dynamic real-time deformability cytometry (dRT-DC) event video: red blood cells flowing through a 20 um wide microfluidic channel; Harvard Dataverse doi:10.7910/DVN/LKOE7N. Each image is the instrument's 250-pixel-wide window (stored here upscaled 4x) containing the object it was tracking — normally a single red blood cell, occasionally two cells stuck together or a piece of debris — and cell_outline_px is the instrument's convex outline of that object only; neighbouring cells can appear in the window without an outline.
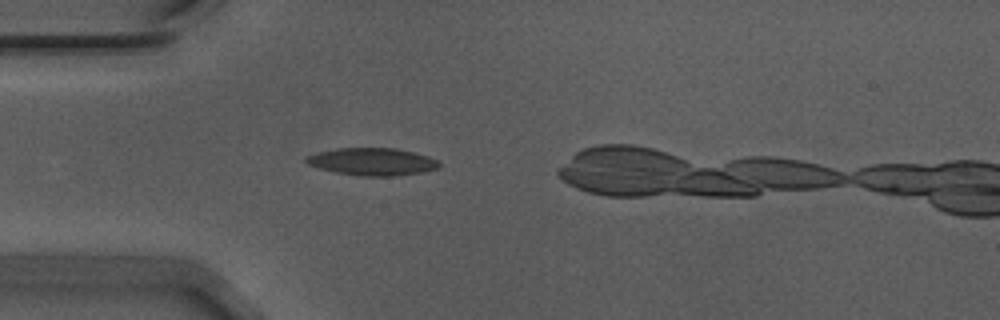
{"species": "Egyptian fruit bat (a non-hibernating species)", "species_latin": "Rousettus aegyptiacus", "temperature_condition": "warm", "stored_images_in_passage": 39, "camera_frame_rate_fps": 3000, "um_per_image_px": 0.085, "animal": {"sex": "male"}, "frame": {"image": 1, "passage_image": 6, "time_ms": 1.667, "image_size_px": [1000, 320], "cell_outline_px": [[440, 168], [420, 172], [392, 176], [360, 176], [336, 172], [320, 168], [308, 164], [304, 160], [304, 156], [336, 148], [396, 148], [428, 156], [436, 160], [440, 164]], "centroid_in_image_um": [31.62, 13.74], "position_along_channel_um": 53.4, "area_um2": 21.1}}
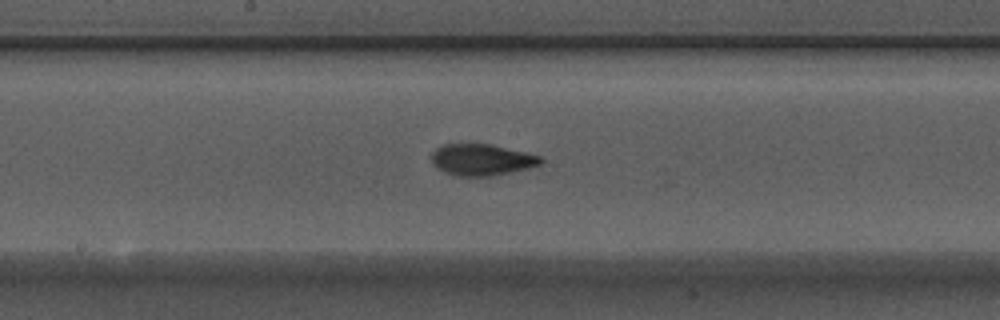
{"frame": {"image": 2, "passage_image": 19, "time_ms": 6.0, "image_size_px": [1000, 320], "cell_outline_px": [[544, 160], [540, 164], [528, 168], [492, 176], [456, 176], [444, 172], [436, 168], [432, 164], [432, 152], [436, 148], [444, 144], [488, 144], [524, 152], [540, 156]], "centroid_in_image_um": [40.9, 13.59], "position_along_channel_um": 207.3, "area_um2": 19.88}}
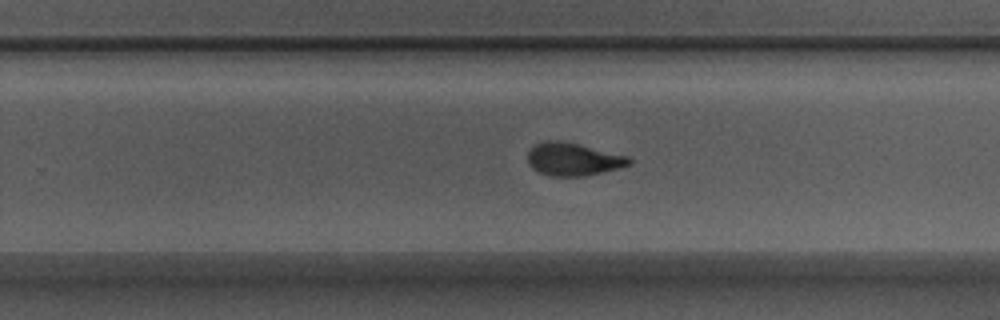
{"frame": {"image": 3, "passage_image": 25, "time_ms": 8.0, "image_size_px": [1000, 320], "cell_outline_px": [[632, 164], [584, 176], [552, 176], [536, 172], [528, 164], [528, 152], [532, 144], [544, 140], [556, 140], [576, 144], [628, 156], [632, 160]], "centroid_in_image_um": [48.64, 13.53], "position_along_channel_um": 281.2, "area_um2": 19.31}, "authors_computed_cell_mechanics": {"area_um2": 20.0566, "velocity_mm_per_s": 3.7086, "shape_relaxation_time_tau1_ms": 3.9661, "shape_relaxation_time_tau2_ms": 1.5625, "deformation_change_tau1": 0.1612, "deformation_change_tau2": 0.0777}}